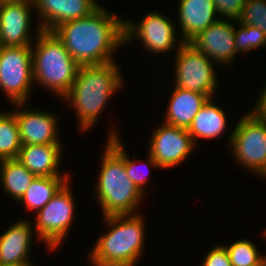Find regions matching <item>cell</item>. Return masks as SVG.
I'll list each match as a JSON object with an SVG mask.
<instances>
[{
    "instance_id": "cb8c5ba5",
    "label": "cell",
    "mask_w": 266,
    "mask_h": 266,
    "mask_svg": "<svg viewBox=\"0 0 266 266\" xmlns=\"http://www.w3.org/2000/svg\"><path fill=\"white\" fill-rule=\"evenodd\" d=\"M223 246L227 250L232 266H266V256L260 254L252 240L237 239L232 244Z\"/></svg>"
},
{
    "instance_id": "7a4b0ae2",
    "label": "cell",
    "mask_w": 266,
    "mask_h": 266,
    "mask_svg": "<svg viewBox=\"0 0 266 266\" xmlns=\"http://www.w3.org/2000/svg\"><path fill=\"white\" fill-rule=\"evenodd\" d=\"M112 129L105 142L101 168L94 187V195L104 217L138 213L139 203L145 198L126 174L124 142H121L117 129Z\"/></svg>"
},
{
    "instance_id": "30bf717a",
    "label": "cell",
    "mask_w": 266,
    "mask_h": 266,
    "mask_svg": "<svg viewBox=\"0 0 266 266\" xmlns=\"http://www.w3.org/2000/svg\"><path fill=\"white\" fill-rule=\"evenodd\" d=\"M174 85L184 90L205 94L213 98L218 89L216 70L212 63L202 52L196 50L191 44L183 43L175 52ZM177 55V56H176Z\"/></svg>"
},
{
    "instance_id": "ffe728a7",
    "label": "cell",
    "mask_w": 266,
    "mask_h": 266,
    "mask_svg": "<svg viewBox=\"0 0 266 266\" xmlns=\"http://www.w3.org/2000/svg\"><path fill=\"white\" fill-rule=\"evenodd\" d=\"M225 113L226 111L214 103L212 97L208 98L187 129L195 145L196 139H215L224 135L228 122Z\"/></svg>"
},
{
    "instance_id": "7402d4cb",
    "label": "cell",
    "mask_w": 266,
    "mask_h": 266,
    "mask_svg": "<svg viewBox=\"0 0 266 266\" xmlns=\"http://www.w3.org/2000/svg\"><path fill=\"white\" fill-rule=\"evenodd\" d=\"M35 177L18 159L0 161L1 185L14 201L21 199Z\"/></svg>"
},
{
    "instance_id": "d6986e66",
    "label": "cell",
    "mask_w": 266,
    "mask_h": 266,
    "mask_svg": "<svg viewBox=\"0 0 266 266\" xmlns=\"http://www.w3.org/2000/svg\"><path fill=\"white\" fill-rule=\"evenodd\" d=\"M208 100L205 94L174 86L166 106L165 124L188 129L192 120Z\"/></svg>"
},
{
    "instance_id": "83f0119b",
    "label": "cell",
    "mask_w": 266,
    "mask_h": 266,
    "mask_svg": "<svg viewBox=\"0 0 266 266\" xmlns=\"http://www.w3.org/2000/svg\"><path fill=\"white\" fill-rule=\"evenodd\" d=\"M213 2L220 19L238 21L246 0H213Z\"/></svg>"
},
{
    "instance_id": "d6a6232c",
    "label": "cell",
    "mask_w": 266,
    "mask_h": 266,
    "mask_svg": "<svg viewBox=\"0 0 266 266\" xmlns=\"http://www.w3.org/2000/svg\"><path fill=\"white\" fill-rule=\"evenodd\" d=\"M265 230H264V234H263V236L264 237H266V228H264Z\"/></svg>"
},
{
    "instance_id": "9c48e42d",
    "label": "cell",
    "mask_w": 266,
    "mask_h": 266,
    "mask_svg": "<svg viewBox=\"0 0 266 266\" xmlns=\"http://www.w3.org/2000/svg\"><path fill=\"white\" fill-rule=\"evenodd\" d=\"M31 46L0 47V88L12 104L25 103L33 89Z\"/></svg>"
},
{
    "instance_id": "d4e9b609",
    "label": "cell",
    "mask_w": 266,
    "mask_h": 266,
    "mask_svg": "<svg viewBox=\"0 0 266 266\" xmlns=\"http://www.w3.org/2000/svg\"><path fill=\"white\" fill-rule=\"evenodd\" d=\"M238 27H235V47L237 55L240 53H247L252 49L265 48L266 47V34L259 28L251 25H242L239 22Z\"/></svg>"
},
{
    "instance_id": "f1b7e54d",
    "label": "cell",
    "mask_w": 266,
    "mask_h": 266,
    "mask_svg": "<svg viewBox=\"0 0 266 266\" xmlns=\"http://www.w3.org/2000/svg\"><path fill=\"white\" fill-rule=\"evenodd\" d=\"M203 259L201 266H232L227 250L222 244L210 249Z\"/></svg>"
},
{
    "instance_id": "2e32d148",
    "label": "cell",
    "mask_w": 266,
    "mask_h": 266,
    "mask_svg": "<svg viewBox=\"0 0 266 266\" xmlns=\"http://www.w3.org/2000/svg\"><path fill=\"white\" fill-rule=\"evenodd\" d=\"M62 144H25L19 150L18 159L36 177L71 176L60 172ZM62 173V174H61Z\"/></svg>"
},
{
    "instance_id": "9a60e30c",
    "label": "cell",
    "mask_w": 266,
    "mask_h": 266,
    "mask_svg": "<svg viewBox=\"0 0 266 266\" xmlns=\"http://www.w3.org/2000/svg\"><path fill=\"white\" fill-rule=\"evenodd\" d=\"M37 25L53 32L59 25L90 15L100 4L96 0H33Z\"/></svg>"
},
{
    "instance_id": "1f68e13d",
    "label": "cell",
    "mask_w": 266,
    "mask_h": 266,
    "mask_svg": "<svg viewBox=\"0 0 266 266\" xmlns=\"http://www.w3.org/2000/svg\"><path fill=\"white\" fill-rule=\"evenodd\" d=\"M110 266H136V264H132V265H110Z\"/></svg>"
},
{
    "instance_id": "3957f363",
    "label": "cell",
    "mask_w": 266,
    "mask_h": 266,
    "mask_svg": "<svg viewBox=\"0 0 266 266\" xmlns=\"http://www.w3.org/2000/svg\"><path fill=\"white\" fill-rule=\"evenodd\" d=\"M118 66L116 61H113L78 67L71 90L62 99L76 110L74 112L81 132L97 123L107 101L112 99L113 94L123 85L124 77Z\"/></svg>"
},
{
    "instance_id": "8992f818",
    "label": "cell",
    "mask_w": 266,
    "mask_h": 266,
    "mask_svg": "<svg viewBox=\"0 0 266 266\" xmlns=\"http://www.w3.org/2000/svg\"><path fill=\"white\" fill-rule=\"evenodd\" d=\"M228 147L240 167L266 176V120L250 111L241 116L228 138Z\"/></svg>"
},
{
    "instance_id": "ac0fdd59",
    "label": "cell",
    "mask_w": 266,
    "mask_h": 266,
    "mask_svg": "<svg viewBox=\"0 0 266 266\" xmlns=\"http://www.w3.org/2000/svg\"><path fill=\"white\" fill-rule=\"evenodd\" d=\"M30 220L21 218L0 235V265L15 263H33L30 250L35 229ZM34 231V232H33Z\"/></svg>"
},
{
    "instance_id": "44dd1931",
    "label": "cell",
    "mask_w": 266,
    "mask_h": 266,
    "mask_svg": "<svg viewBox=\"0 0 266 266\" xmlns=\"http://www.w3.org/2000/svg\"><path fill=\"white\" fill-rule=\"evenodd\" d=\"M69 180L70 176L35 177L18 202L25 205L26 212L31 210L36 214Z\"/></svg>"
},
{
    "instance_id": "7c38bea8",
    "label": "cell",
    "mask_w": 266,
    "mask_h": 266,
    "mask_svg": "<svg viewBox=\"0 0 266 266\" xmlns=\"http://www.w3.org/2000/svg\"><path fill=\"white\" fill-rule=\"evenodd\" d=\"M33 0L0 2V45L31 46Z\"/></svg>"
},
{
    "instance_id": "603a6c76",
    "label": "cell",
    "mask_w": 266,
    "mask_h": 266,
    "mask_svg": "<svg viewBox=\"0 0 266 266\" xmlns=\"http://www.w3.org/2000/svg\"><path fill=\"white\" fill-rule=\"evenodd\" d=\"M22 143L15 113L0 112V161L16 159Z\"/></svg>"
},
{
    "instance_id": "e0dca14e",
    "label": "cell",
    "mask_w": 266,
    "mask_h": 266,
    "mask_svg": "<svg viewBox=\"0 0 266 266\" xmlns=\"http://www.w3.org/2000/svg\"><path fill=\"white\" fill-rule=\"evenodd\" d=\"M178 1L179 34L183 43H189L196 35L220 19L217 17L213 0Z\"/></svg>"
},
{
    "instance_id": "277c9868",
    "label": "cell",
    "mask_w": 266,
    "mask_h": 266,
    "mask_svg": "<svg viewBox=\"0 0 266 266\" xmlns=\"http://www.w3.org/2000/svg\"><path fill=\"white\" fill-rule=\"evenodd\" d=\"M140 213L103 217L109 231L98 236L88 255L90 266L137 264L145 248V219Z\"/></svg>"
},
{
    "instance_id": "f546056e",
    "label": "cell",
    "mask_w": 266,
    "mask_h": 266,
    "mask_svg": "<svg viewBox=\"0 0 266 266\" xmlns=\"http://www.w3.org/2000/svg\"><path fill=\"white\" fill-rule=\"evenodd\" d=\"M263 86L264 87H261V92L257 96L255 105L253 106L254 108H250V112L254 116L266 120V84H264Z\"/></svg>"
},
{
    "instance_id": "4fadbf2b",
    "label": "cell",
    "mask_w": 266,
    "mask_h": 266,
    "mask_svg": "<svg viewBox=\"0 0 266 266\" xmlns=\"http://www.w3.org/2000/svg\"><path fill=\"white\" fill-rule=\"evenodd\" d=\"M235 20L218 19L190 42L196 50L220 65L232 66L237 50L235 47Z\"/></svg>"
},
{
    "instance_id": "5b68a950",
    "label": "cell",
    "mask_w": 266,
    "mask_h": 266,
    "mask_svg": "<svg viewBox=\"0 0 266 266\" xmlns=\"http://www.w3.org/2000/svg\"><path fill=\"white\" fill-rule=\"evenodd\" d=\"M36 29L31 45L34 84L61 99L71 90L79 65L54 32Z\"/></svg>"
},
{
    "instance_id": "5bb4252c",
    "label": "cell",
    "mask_w": 266,
    "mask_h": 266,
    "mask_svg": "<svg viewBox=\"0 0 266 266\" xmlns=\"http://www.w3.org/2000/svg\"><path fill=\"white\" fill-rule=\"evenodd\" d=\"M19 126L20 140L25 144H62L58 117L52 112L29 109L25 103L12 104ZM28 110H27V109ZM23 109V110H22Z\"/></svg>"
},
{
    "instance_id": "52a82bcc",
    "label": "cell",
    "mask_w": 266,
    "mask_h": 266,
    "mask_svg": "<svg viewBox=\"0 0 266 266\" xmlns=\"http://www.w3.org/2000/svg\"><path fill=\"white\" fill-rule=\"evenodd\" d=\"M70 181L33 218L35 219L33 228L37 234L35 236L46 244L47 250L53 251L64 244L75 220V198Z\"/></svg>"
},
{
    "instance_id": "4316f807",
    "label": "cell",
    "mask_w": 266,
    "mask_h": 266,
    "mask_svg": "<svg viewBox=\"0 0 266 266\" xmlns=\"http://www.w3.org/2000/svg\"><path fill=\"white\" fill-rule=\"evenodd\" d=\"M129 154L127 153V150L126 148H124V162H125V169H126V174L127 176L129 177V179L136 185V187L143 193L145 194L146 192V187L145 185L147 184V179H149L148 175H149V172L147 174V171H143L144 169L141 170H138L140 168H138L139 166L137 165V161L136 160H133L132 158H129ZM144 164V167L147 169L148 168V171H149V168L151 169H154L156 168L157 170L160 169V167L158 166V164L154 161L153 157L148 153V156H147V160L146 162L143 161Z\"/></svg>"
},
{
    "instance_id": "484cf974",
    "label": "cell",
    "mask_w": 266,
    "mask_h": 266,
    "mask_svg": "<svg viewBox=\"0 0 266 266\" xmlns=\"http://www.w3.org/2000/svg\"><path fill=\"white\" fill-rule=\"evenodd\" d=\"M237 22L259 28L266 34V0H246Z\"/></svg>"
},
{
    "instance_id": "ba28073f",
    "label": "cell",
    "mask_w": 266,
    "mask_h": 266,
    "mask_svg": "<svg viewBox=\"0 0 266 266\" xmlns=\"http://www.w3.org/2000/svg\"><path fill=\"white\" fill-rule=\"evenodd\" d=\"M169 19L170 16L168 18L164 13L154 10L146 13L139 21L124 19V46L138 39L143 43V49L150 54H165L174 48L178 50L183 41L176 34L177 25Z\"/></svg>"
},
{
    "instance_id": "4dcf8cb0",
    "label": "cell",
    "mask_w": 266,
    "mask_h": 266,
    "mask_svg": "<svg viewBox=\"0 0 266 266\" xmlns=\"http://www.w3.org/2000/svg\"><path fill=\"white\" fill-rule=\"evenodd\" d=\"M33 263H15V264H4L0 266H33Z\"/></svg>"
},
{
    "instance_id": "6da1fadb",
    "label": "cell",
    "mask_w": 266,
    "mask_h": 266,
    "mask_svg": "<svg viewBox=\"0 0 266 266\" xmlns=\"http://www.w3.org/2000/svg\"><path fill=\"white\" fill-rule=\"evenodd\" d=\"M124 19L100 5L53 32L79 66L104 64L115 61L114 52L124 46Z\"/></svg>"
},
{
    "instance_id": "836d02e7",
    "label": "cell",
    "mask_w": 266,
    "mask_h": 266,
    "mask_svg": "<svg viewBox=\"0 0 266 266\" xmlns=\"http://www.w3.org/2000/svg\"><path fill=\"white\" fill-rule=\"evenodd\" d=\"M6 1H11V0H0V2H6Z\"/></svg>"
},
{
    "instance_id": "8fae6325",
    "label": "cell",
    "mask_w": 266,
    "mask_h": 266,
    "mask_svg": "<svg viewBox=\"0 0 266 266\" xmlns=\"http://www.w3.org/2000/svg\"><path fill=\"white\" fill-rule=\"evenodd\" d=\"M148 153L160 169L178 166L196 148L187 129L168 125L163 122L152 132Z\"/></svg>"
}]
</instances>
